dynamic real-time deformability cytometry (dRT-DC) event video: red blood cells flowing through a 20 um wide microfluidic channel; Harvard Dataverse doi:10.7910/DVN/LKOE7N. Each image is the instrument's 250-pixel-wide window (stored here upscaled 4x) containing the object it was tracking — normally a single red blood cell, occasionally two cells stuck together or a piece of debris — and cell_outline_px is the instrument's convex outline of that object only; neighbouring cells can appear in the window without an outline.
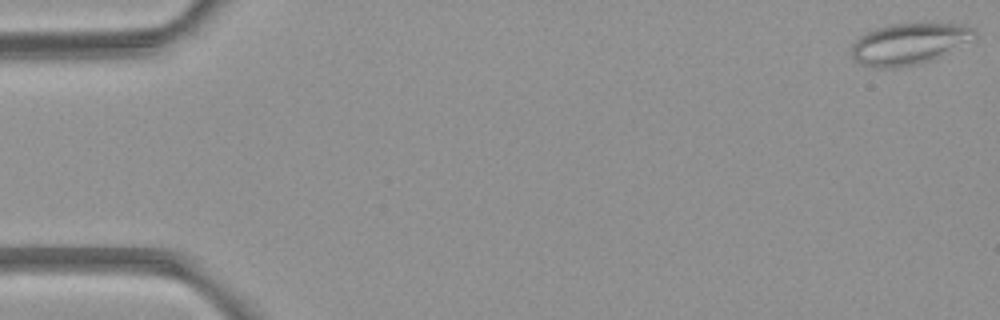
{"species": "common noctule bat (a hibernating species)", "species_latin": "Nyctalus noctula", "temperature_condition": "room temperature", "stored_images_in_passage": 4, "camera_frame_rate_fps": 3000, "um_per_image_px": 0.085, "animal": {"sex": "female", "body_mass_g": 21.9}, "frame": {"image": 1, "passage_image": 1, "time_ms": 0.0, "image_size_px": [1000, 320], "cell_outline_px": [[976, 36], [932, 60], [920, 64], [896, 68], [872, 68], [860, 64], [852, 56], [852, 44], [864, 32], [876, 28], [892, 24], [976, 24]], "centroid_in_image_um": [77.25, 3.72], "position_along_channel_um": 7.7, "area_um2": 29.59}}